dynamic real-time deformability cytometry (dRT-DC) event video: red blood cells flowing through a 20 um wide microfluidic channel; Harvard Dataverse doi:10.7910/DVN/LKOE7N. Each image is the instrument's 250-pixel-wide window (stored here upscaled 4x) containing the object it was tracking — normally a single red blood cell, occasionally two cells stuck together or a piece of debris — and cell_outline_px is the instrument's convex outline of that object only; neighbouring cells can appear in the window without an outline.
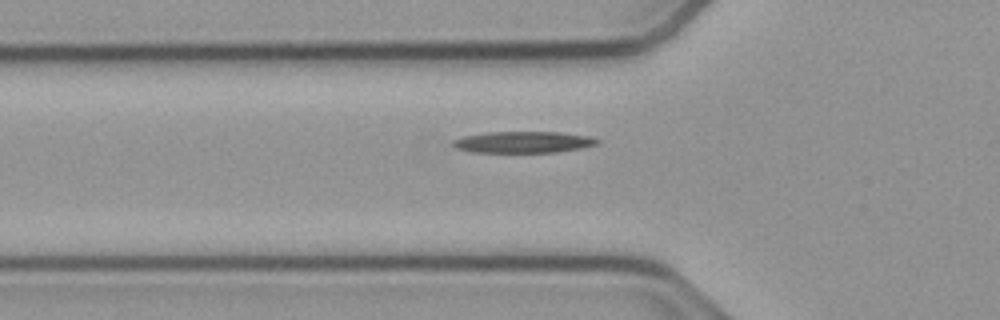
{"species": "common noctule bat (a hibernating species)", "species_latin": "Nyctalus noctula", "temperature_condition": "cold", "stored_images_in_passage": 36, "camera_frame_rate_fps": 3000, "um_per_image_px": 0.085, "animal": {"sex": "male", "body_mass_g": 23.1, "forearm_length_mm": 52.7}, "frame": {"image": 1, "passage_image": 3, "time_ms": 0.667, "image_size_px": [1000, 320], "cell_outline_px": [[600, 144], [580, 148], [556, 152], [472, 152], [456, 148], [452, 144], [452, 140], [464, 136], [488, 132], [560, 132], [588, 136], [600, 140]], "centroid_in_image_um": [44.49, 12.08], "position_along_channel_um": 81.3, "area_um2": 17.98}}
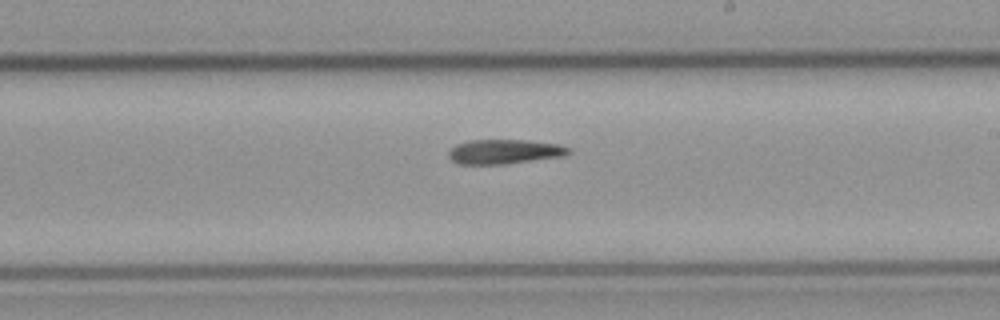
{"frame": {"image": 2, "passage_image": 16, "time_ms": 5.0, "image_size_px": [1000, 320], "cell_outline_px": [[572, 152], [564, 156], [504, 164], [460, 164], [452, 160], [448, 156], [448, 152], [456, 144], [468, 140], [524, 140], [560, 144], [568, 148]], "centroid_in_image_um": [42.87, 12.89], "position_along_channel_um": 246.1, "area_um2": 17.11}}
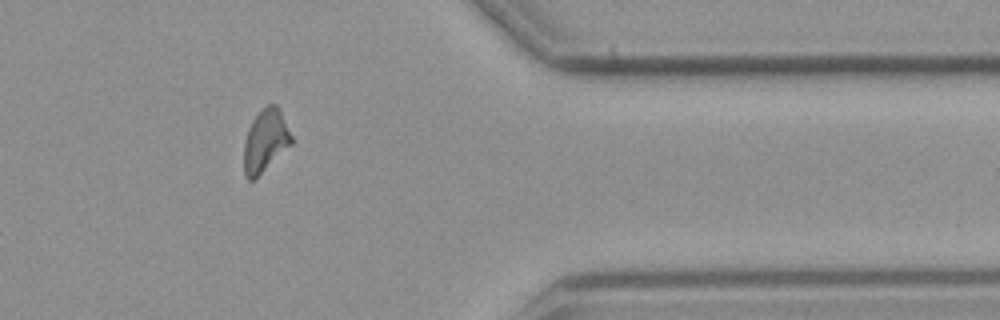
{"frame": {"image": 3, "passage_image": 29, "time_ms": 9.333, "image_size_px": [1000, 320], "cell_outline_px": [[292, 144], [256, 180], [248, 180], [244, 172], [244, 144], [248, 128], [252, 120], [268, 104], [276, 104], [280, 108], [292, 136]], "centroid_in_image_um": [22.57, 12.0], "position_along_channel_um": 388.8, "area_um2": 17.51}}